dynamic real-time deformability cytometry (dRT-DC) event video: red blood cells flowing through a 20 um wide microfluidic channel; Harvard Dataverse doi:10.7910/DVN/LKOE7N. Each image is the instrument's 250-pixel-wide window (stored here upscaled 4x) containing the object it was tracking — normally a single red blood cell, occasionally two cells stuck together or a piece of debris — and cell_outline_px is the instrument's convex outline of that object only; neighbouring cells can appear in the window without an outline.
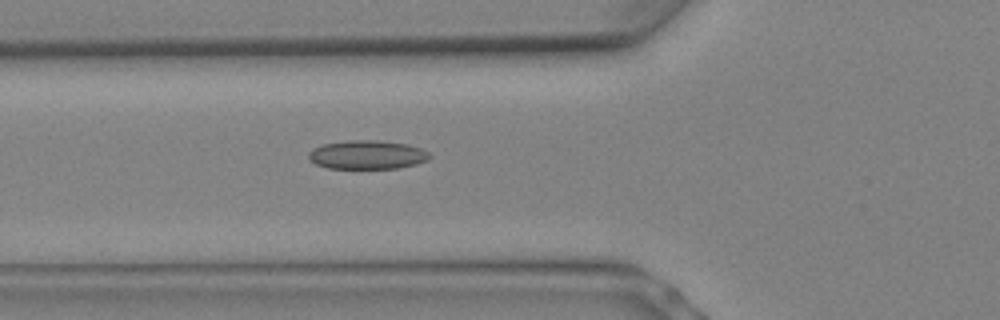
{"species": "Egyptian fruit bat (a non-hibernating species)", "species_latin": "Rousettus aegyptiacus", "temperature_condition": "warm", "stored_images_in_passage": 2, "camera_frame_rate_fps": 3000, "um_per_image_px": 0.085, "animal": {"sex": "female"}, "frame": {"image": 1, "passage_image": 2, "time_ms": 0.333, "image_size_px": [1000, 320], "cell_outline_px": [[432, 156], [428, 160], [416, 164], [396, 168], [328, 168], [316, 164], [308, 160], [308, 152], [312, 148], [324, 144], [348, 140], [380, 140], [408, 144], [420, 148], [428, 152]], "centroid_in_image_um": [31.2, 13.15], "position_along_channel_um": 94.6, "area_um2": 20.4}}